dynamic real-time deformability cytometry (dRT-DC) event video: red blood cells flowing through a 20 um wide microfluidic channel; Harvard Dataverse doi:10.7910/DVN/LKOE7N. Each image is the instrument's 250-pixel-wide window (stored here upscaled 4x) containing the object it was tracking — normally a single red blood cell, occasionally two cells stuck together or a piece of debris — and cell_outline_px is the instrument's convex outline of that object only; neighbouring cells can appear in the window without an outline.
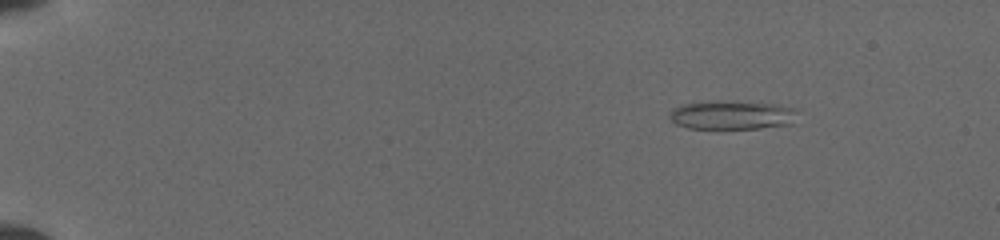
{"species": "common noctule bat (a hibernating species)", "species_latin": "Nyctalus noctula", "temperature_condition": "cold", "stored_images_in_passage": 14, "camera_frame_rate_fps": 3000, "um_per_image_px": 0.085, "animal": {"sex": "female", "body_mass_g": 19.5, "forearm_length_mm": 54.1}, "frame": {"image": 1, "passage_image": 2, "time_ms": 1.0, "image_size_px": [1000, 240], "cell_outline_px": [[796, 108], [788, 124], [760, 128], [688, 128], [676, 124], [672, 120], [672, 108], [680, 104], [720, 100], [724, 100], [776, 104]], "centroid_in_image_um": [62.15, 9.75], "position_along_channel_um": 22.9, "area_um2": 21.1}}
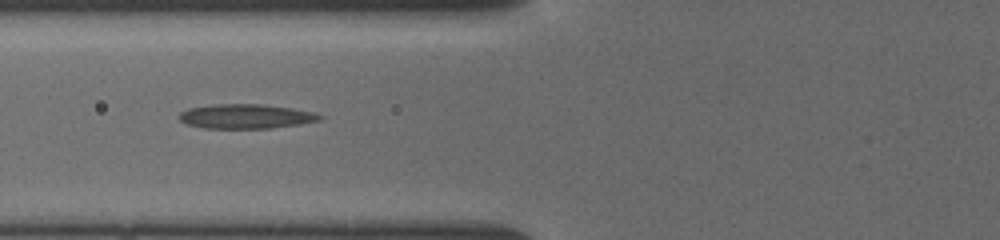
{"frame": {"image": 2, "passage_image": 9, "time_ms": 6.0, "image_size_px": [1000, 240], "cell_outline_px": [[324, 116], [320, 120], [272, 128], [204, 128], [188, 124], [180, 120], [180, 112], [188, 108], [212, 104], [260, 104], [292, 108], [312, 112]], "centroid_in_image_um": [20.87, 9.88], "position_along_channel_um": 104.9, "area_um2": 19.83}}
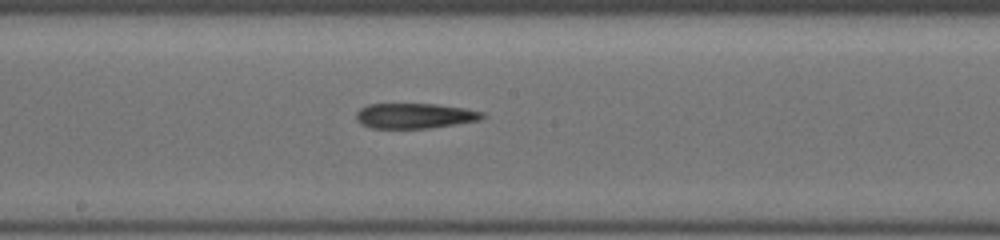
{"frame": {"image": 3, "passage_image": 14, "time_ms": 8.667, "image_size_px": [1000, 240], "cell_outline_px": [[488, 116], [480, 120], [432, 128], [372, 128], [360, 124], [356, 120], [356, 112], [360, 108], [368, 104], [436, 104], [464, 108], [484, 112]], "centroid_in_image_um": [35.27, 9.84], "position_along_channel_um": 212.9, "area_um2": 18.73}}